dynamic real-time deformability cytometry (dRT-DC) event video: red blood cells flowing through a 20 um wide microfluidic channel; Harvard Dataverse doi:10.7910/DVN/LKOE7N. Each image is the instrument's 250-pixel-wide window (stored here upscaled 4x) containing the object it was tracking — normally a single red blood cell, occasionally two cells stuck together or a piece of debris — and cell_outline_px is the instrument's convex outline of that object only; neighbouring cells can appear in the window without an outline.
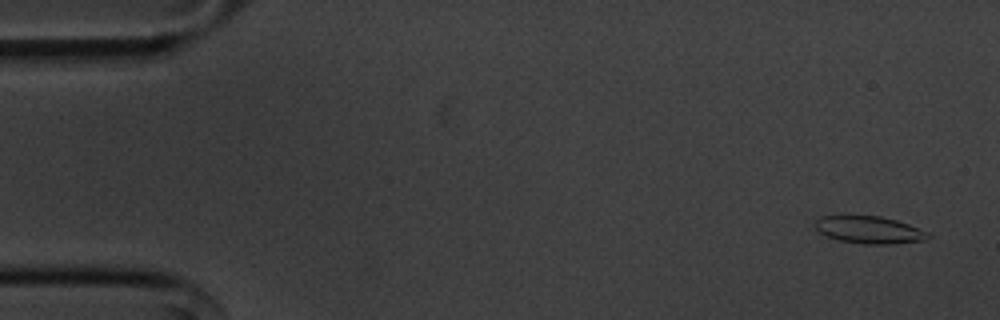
{"species": "common noctule bat (a hibernating species)", "species_latin": "Nyctalus noctula", "temperature_condition": "cold", "stored_images_in_passage": 56, "segment_of_instrument_passage": [1, 2], "camera_frame_rate_fps": 3000, "um_per_image_px": 0.085, "animal": {"sex": "male", "body_mass_g": 20.1, "forearm_length_mm": 53.5}, "frame": {"image": 1, "passage_image": 3, "time_ms": 0.667, "image_size_px": [1000, 320], "cell_outline_px": [[932, 236], [928, 240], [892, 244], [860, 244], [840, 240], [828, 236], [820, 232], [816, 228], [816, 220], [820, 216], [880, 216], [896, 220], [920, 228], [928, 232]], "centroid_in_image_um": [73.95, 19.55], "position_along_channel_um": 11.0, "area_um2": 17.98}}
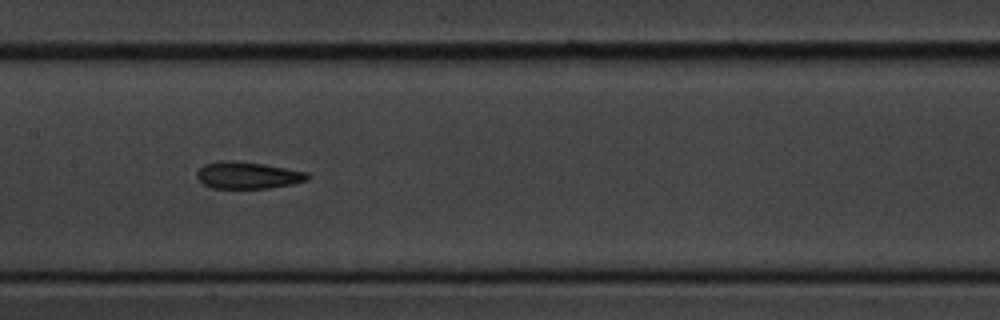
{"frame": {"image": 2, "passage_image": 27, "time_ms": 8.667, "image_size_px": [1000, 320], "cell_outline_px": [[308, 180], [292, 184], [268, 188], [212, 188], [204, 184], [196, 176], [196, 172], [204, 164], [220, 160], [232, 160], [264, 164], [308, 172]], "centroid_in_image_um": [21.04, 14.89], "position_along_channel_um": 186.4, "area_um2": 17.34}}
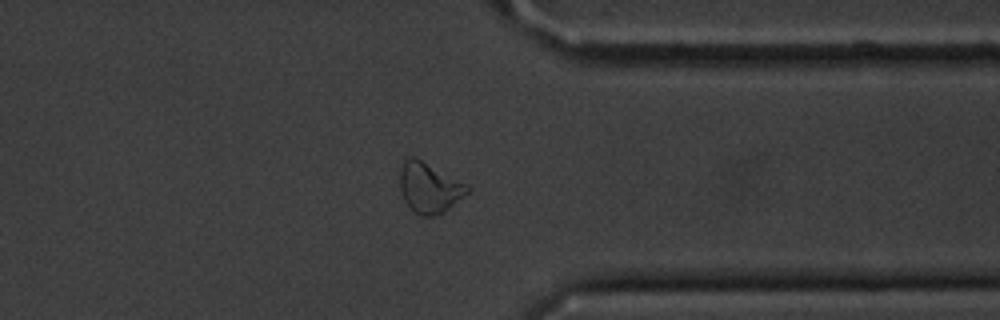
{"frame": {"image": 3, "passage_image": 43, "time_ms": 14.0, "image_size_px": [1000, 320], "cell_outline_px": [[472, 188], [468, 192], [444, 212], [432, 216], [420, 216], [404, 200], [400, 188], [400, 168], [404, 160], [408, 156], [412, 156], [420, 160]], "centroid_in_image_um": [36.45, 15.97], "position_along_channel_um": 374.9, "area_um2": 19.13}}